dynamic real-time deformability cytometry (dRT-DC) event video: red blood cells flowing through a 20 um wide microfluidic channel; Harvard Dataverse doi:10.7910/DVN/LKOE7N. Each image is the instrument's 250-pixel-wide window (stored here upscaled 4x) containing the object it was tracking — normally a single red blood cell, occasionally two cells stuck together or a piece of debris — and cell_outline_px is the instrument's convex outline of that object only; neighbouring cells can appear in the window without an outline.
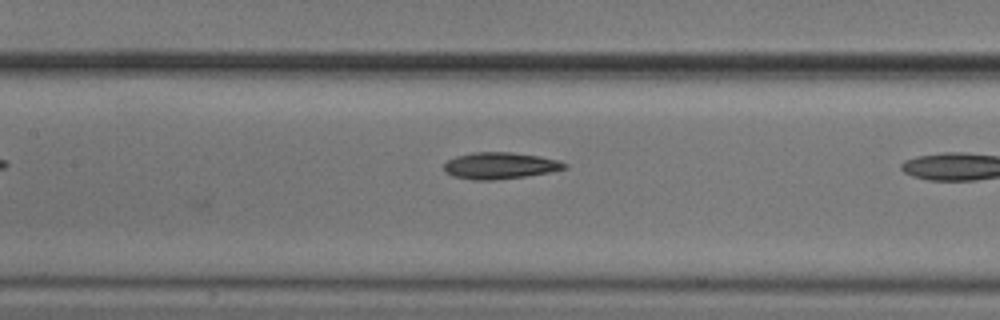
{"species": "common noctule bat (a hibernating species)", "species_latin": "Nyctalus noctula", "temperature_condition": "cold", "stored_images_in_passage": 8, "camera_frame_rate_fps": 3000, "um_per_image_px": 0.085, "animal": {"sex": "male", "body_mass_g": 20.5, "forearm_length_mm": 52.5}, "frame": {"image": 1, "passage_image": 8, "time_ms": 2.333, "image_size_px": [1000, 320], "cell_outline_px": [[568, 168], [548, 172], [524, 176], [492, 180], [472, 180], [452, 176], [444, 172], [444, 164], [448, 160], [456, 156], [472, 152], [512, 152], [540, 156], [560, 160], [568, 164]], "centroid_in_image_um": [42.49, 14.07], "position_along_channel_um": 164.9, "area_um2": 18.79}}